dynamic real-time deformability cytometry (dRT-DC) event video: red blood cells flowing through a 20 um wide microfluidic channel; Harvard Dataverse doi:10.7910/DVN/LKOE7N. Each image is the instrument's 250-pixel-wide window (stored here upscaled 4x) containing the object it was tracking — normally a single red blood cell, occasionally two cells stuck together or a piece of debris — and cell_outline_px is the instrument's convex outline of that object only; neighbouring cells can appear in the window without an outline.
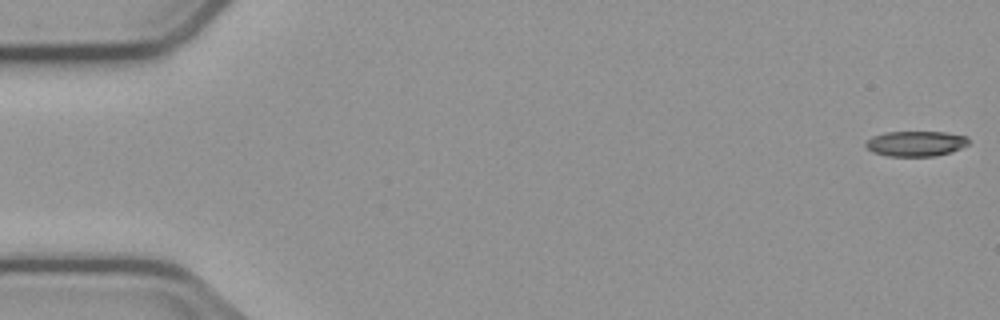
{"species": "common noctule bat (a hibernating species)", "species_latin": "Nyctalus noctula", "temperature_condition": "cold", "stored_images_in_passage": 5, "camera_frame_rate_fps": 3000, "um_per_image_px": 0.085, "animal": {"sex": "male", "body_mass_g": 23.1, "forearm_length_mm": 52.7}, "frame": {"image": 1, "passage_image": 1, "time_ms": 0.0, "image_size_px": [1000, 320], "cell_outline_px": [[968, 144], [960, 148], [936, 156], [888, 156], [872, 152], [864, 144], [872, 136], [884, 132], [944, 132], [968, 136]], "centroid_in_image_um": [77.82, 12.2], "position_along_channel_um": 7.2, "area_um2": 15.09}}
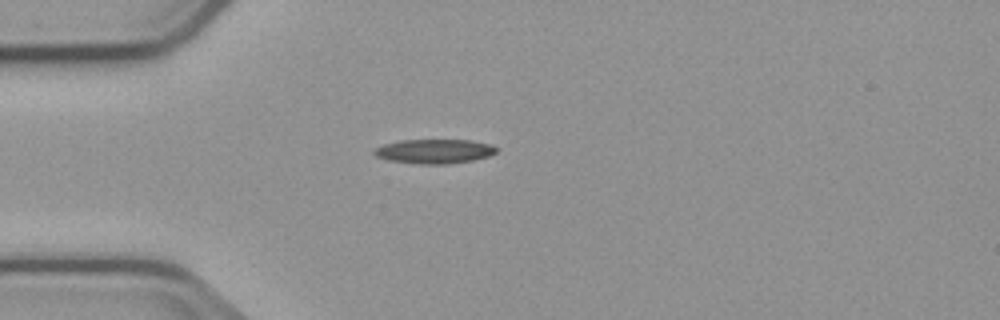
{"frame": {"image": 2, "passage_image": 5, "time_ms": 4.667, "image_size_px": [1000, 320], "cell_outline_px": [[500, 148], [496, 152], [488, 156], [472, 160], [444, 164], [420, 164], [388, 160], [376, 156], [372, 152], [376, 148], [384, 144], [400, 140], [468, 140], [492, 144]], "centroid_in_image_um": [36.94, 12.85], "position_along_channel_um": 48.1, "area_um2": 17.28}}